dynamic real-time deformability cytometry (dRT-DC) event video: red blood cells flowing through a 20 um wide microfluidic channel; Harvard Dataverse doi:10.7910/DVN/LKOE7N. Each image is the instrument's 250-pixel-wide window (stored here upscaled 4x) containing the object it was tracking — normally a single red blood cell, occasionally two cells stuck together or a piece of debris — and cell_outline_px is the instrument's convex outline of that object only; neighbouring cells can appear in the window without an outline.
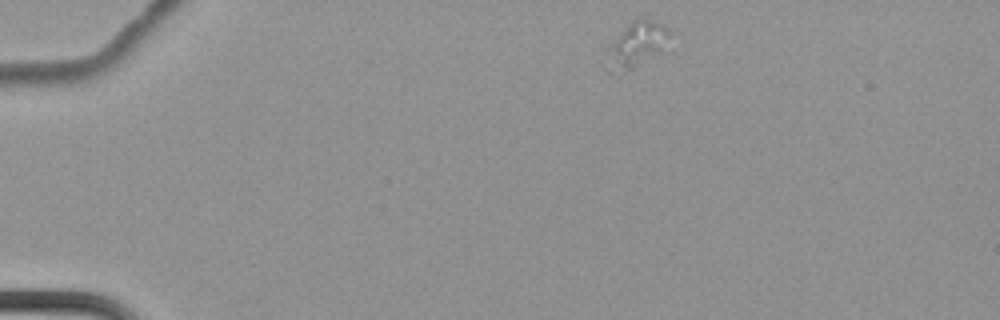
{"species": "common noctule bat (a hibernating species)", "species_latin": "Nyctalus noctula", "temperature_condition": "cold", "stored_images_in_passage": 3, "camera_frame_rate_fps": 3000, "um_per_image_px": 0.085, "animal": {"sex": "female", "body_mass_g": 22.7, "forearm_length_mm": 54.2}, "frame": {"image": 1, "passage_image": 1, "time_ms": 0.0, "image_size_px": [1000, 320], "cell_outline_px": [[672, 32], [664, 52], [632, 68], [608, 72], [604, 72], [608, 52], [612, 44], [620, 32], [628, 24], [640, 16], [644, 16], [668, 28]], "centroid_in_image_um": [54.17, 3.77], "position_along_channel_um": 30.8, "area_um2": 16.65}}